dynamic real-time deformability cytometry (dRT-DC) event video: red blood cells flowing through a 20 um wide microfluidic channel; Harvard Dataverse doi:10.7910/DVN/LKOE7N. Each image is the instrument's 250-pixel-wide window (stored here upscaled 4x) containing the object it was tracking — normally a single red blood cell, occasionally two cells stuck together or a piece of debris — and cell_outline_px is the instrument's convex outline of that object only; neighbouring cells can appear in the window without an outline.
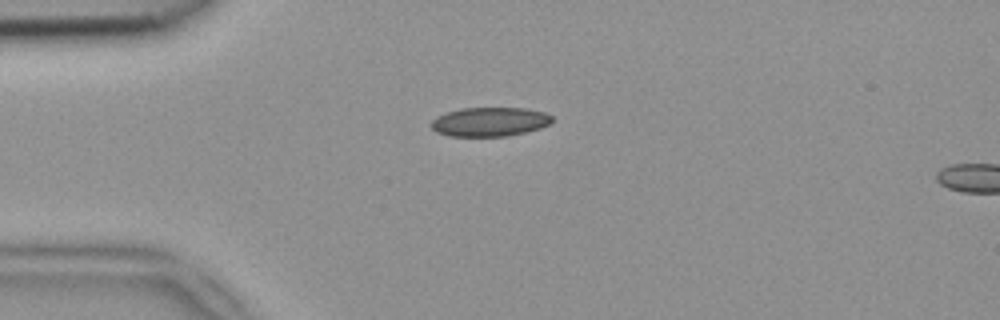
{"species": "common noctule bat (a hibernating species)", "species_latin": "Nyctalus noctula", "temperature_condition": "room temperature", "stored_images_in_passage": 5, "camera_frame_rate_fps": 3000, "um_per_image_px": 0.085, "animal": {"sex": "female", "body_mass_g": 18.4}, "frame": {"image": 1, "passage_image": 2, "time_ms": 0.333, "image_size_px": [1000, 320], "cell_outline_px": [[552, 120], [548, 124], [540, 128], [524, 132], [504, 136], [448, 136], [436, 132], [432, 128], [432, 120], [436, 116], [460, 108], [524, 108], [544, 112], [552, 116]], "centroid_in_image_um": [41.6, 10.35], "position_along_channel_um": 43.4, "area_um2": 20.35}}